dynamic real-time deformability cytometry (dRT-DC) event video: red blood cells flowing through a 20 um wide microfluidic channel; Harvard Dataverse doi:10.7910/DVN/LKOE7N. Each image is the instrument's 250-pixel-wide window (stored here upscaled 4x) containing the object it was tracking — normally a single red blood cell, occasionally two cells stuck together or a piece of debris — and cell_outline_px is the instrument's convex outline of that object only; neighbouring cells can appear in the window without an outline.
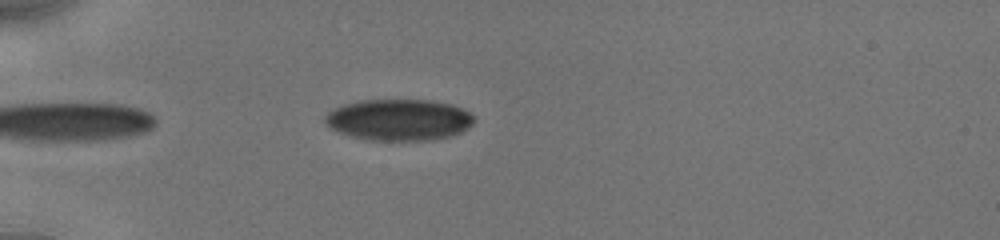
{"species": "human", "species_latin": "Homo sapiens", "temperature_condition": "cold", "stored_images_in_passage": 7, "camera_frame_rate_fps": 3000, "um_per_image_px": 0.085, "donor": {"sex": "male"}, "frame": {"image": 1, "passage_image": 6, "time_ms": 1.0, "image_size_px": [1000, 240], "cell_outline_px": [[476, 120], [468, 128], [452, 136], [432, 140], [364, 140], [328, 128], [324, 120], [324, 116], [332, 108], [344, 104], [360, 100], [432, 100], [452, 104], [476, 116]], "centroid_in_image_um": [33.9, 10.18], "position_along_channel_um": 51.1, "area_um2": 36.3}}